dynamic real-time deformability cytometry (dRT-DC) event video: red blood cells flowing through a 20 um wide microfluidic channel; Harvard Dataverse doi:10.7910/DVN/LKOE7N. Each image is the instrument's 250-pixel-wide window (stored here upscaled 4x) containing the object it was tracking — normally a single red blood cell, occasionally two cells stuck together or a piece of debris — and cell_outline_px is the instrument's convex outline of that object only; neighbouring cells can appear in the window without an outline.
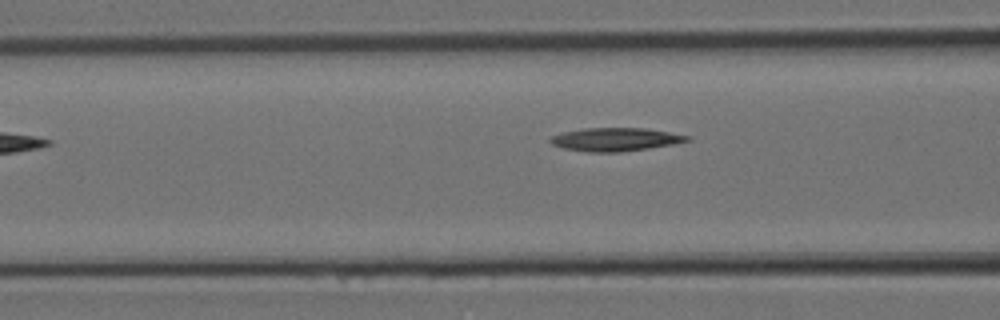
{"species": "Egyptian fruit bat (a non-hibernating species)", "species_latin": "Rousettus aegyptiacus", "temperature_condition": "room temperature", "stored_images_in_passage": 4, "segment_of_instrument_passage": [2, 2], "camera_frame_rate_fps": 3000, "um_per_image_px": 0.085, "animal": {"sex": "female"}, "frame": {"image": 1, "passage_image": 4, "time_ms": 1.0, "image_size_px": [1000, 320], "cell_outline_px": [[692, 140], [672, 144], [648, 148], [620, 152], [588, 152], [564, 148], [552, 144], [548, 140], [552, 136], [564, 132], [584, 128], [644, 128], [668, 132], [688, 136]], "centroid_in_image_um": [52.28, 11.85], "position_along_channel_um": 114.3, "area_um2": 18.32}}